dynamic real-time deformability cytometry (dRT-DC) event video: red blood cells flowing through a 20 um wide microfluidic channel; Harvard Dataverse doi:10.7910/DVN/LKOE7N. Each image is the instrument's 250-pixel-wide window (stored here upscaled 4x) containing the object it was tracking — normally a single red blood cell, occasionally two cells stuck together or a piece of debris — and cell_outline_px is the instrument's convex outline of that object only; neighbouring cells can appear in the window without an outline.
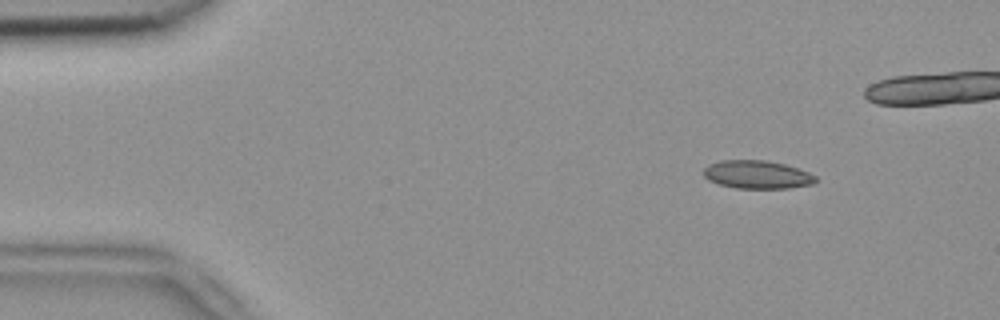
{"species": "common noctule bat (a hibernating species)", "species_latin": "Nyctalus noctula", "temperature_condition": "room temperature", "stored_images_in_passage": 4, "camera_frame_rate_fps": 3000, "um_per_image_px": 0.085, "animal": {"sex": "female", "body_mass_g": 18.4}, "frame": {"image": 1, "passage_image": 1, "time_ms": 0.0, "image_size_px": [1000, 320], "cell_outline_px": [[816, 180], [812, 184], [788, 188], [736, 188], [720, 184], [708, 180], [704, 176], [704, 168], [708, 164], [720, 160], [764, 160], [784, 164], [808, 172], [816, 176]], "centroid_in_image_um": [64.33, 14.83], "position_along_channel_um": 20.7, "area_um2": 18.26}}